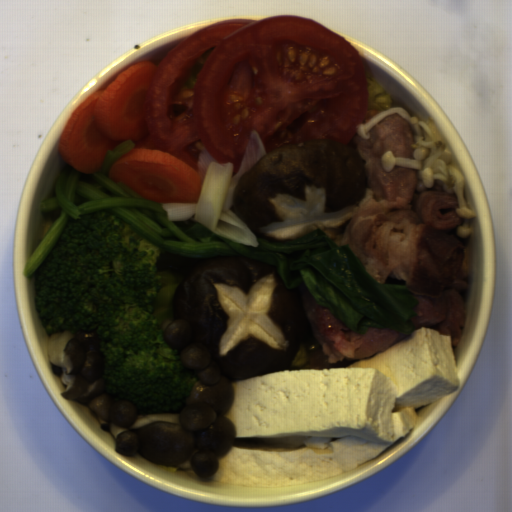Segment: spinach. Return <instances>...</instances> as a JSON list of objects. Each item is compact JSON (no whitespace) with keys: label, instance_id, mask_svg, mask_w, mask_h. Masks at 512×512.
<instances>
[{"label":"spinach","instance_id":"1","mask_svg":"<svg viewBox=\"0 0 512 512\" xmlns=\"http://www.w3.org/2000/svg\"><path fill=\"white\" fill-rule=\"evenodd\" d=\"M135 143L124 139L106 149L98 171L83 174L66 165L54 185L52 198H41L46 213L61 208L37 245L22 274L32 279L71 220L106 212L159 246V251L190 259L244 257L277 266L287 291L305 286L318 305L328 307L342 323L365 334L369 327L390 328L407 337L414 333L412 317L418 300L407 285L383 284L373 279L349 243L338 245L320 228L287 243L257 236L258 247L236 243L191 219L171 221L162 203L130 189L109 176L111 167Z\"/></svg>","mask_w":512,"mask_h":512}]
</instances>
